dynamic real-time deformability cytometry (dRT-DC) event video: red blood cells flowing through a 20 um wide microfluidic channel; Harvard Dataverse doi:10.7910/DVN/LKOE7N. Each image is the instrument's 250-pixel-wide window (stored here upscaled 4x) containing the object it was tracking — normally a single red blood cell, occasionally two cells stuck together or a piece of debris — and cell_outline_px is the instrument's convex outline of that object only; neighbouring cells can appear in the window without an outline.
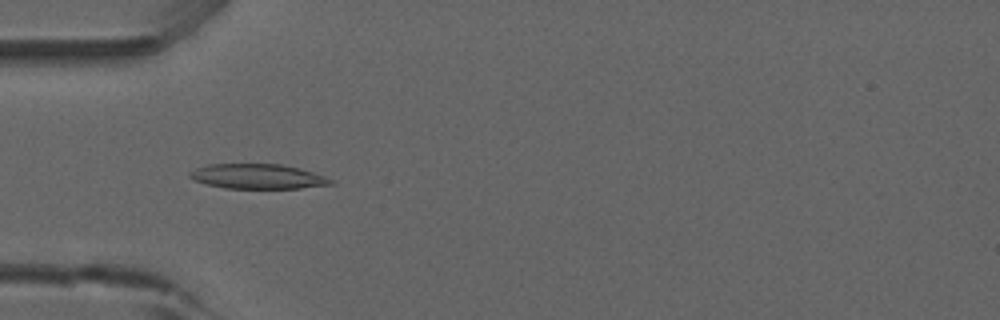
{"species": "common noctule bat (a hibernating species)", "species_latin": "Nyctalus noctula", "temperature_condition": "room temperature", "stored_images_in_passage": 40, "camera_frame_rate_fps": 3000, "um_per_image_px": 0.085, "animal": {"sex": "male", "forearm_length_mm": 52.5}, "frame": {"image": 1, "passage_image": 4, "time_ms": 1.0, "image_size_px": [1000, 320], "cell_outline_px": [[336, 184], [300, 188], [224, 188], [192, 180], [188, 176], [188, 172], [196, 168], [208, 164], [280, 164], [300, 168], [336, 180]], "centroid_in_image_um": [21.92, 15.0], "position_along_channel_um": 63.1, "area_um2": 20.52}}
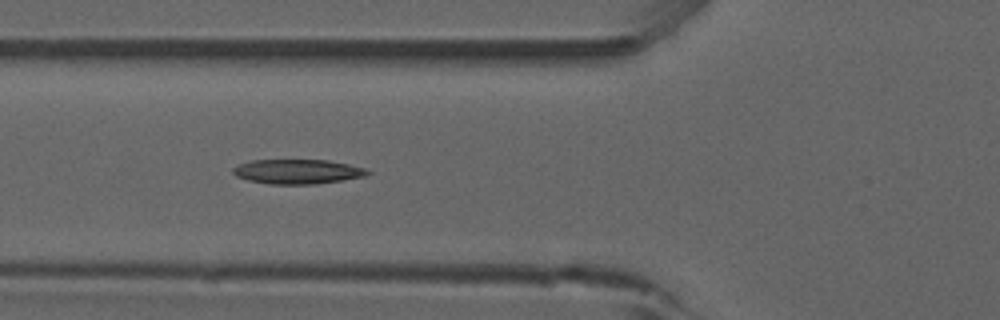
{"frame": {"image": 2, "passage_image": 7, "time_ms": 2.0, "image_size_px": [1000, 320], "cell_outline_px": [[372, 172], [368, 176], [316, 184], [268, 184], [248, 180], [236, 176], [232, 172], [232, 168], [240, 164], [252, 160], [328, 160], [368, 168]], "centroid_in_image_um": [25.34, 14.58], "position_along_channel_um": 100.5, "area_um2": 19.42}}
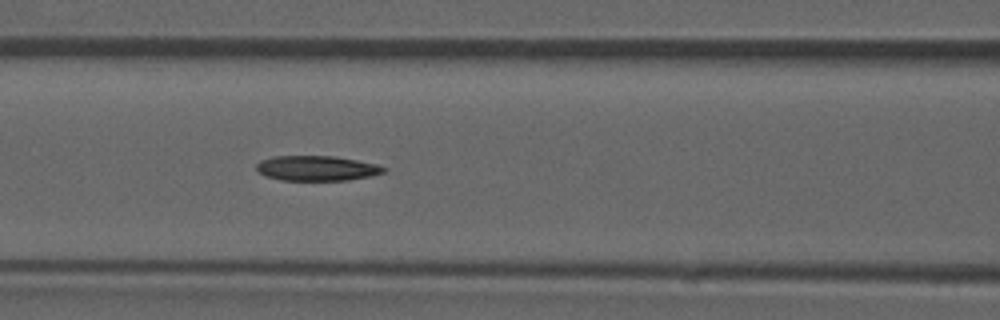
{"frame": {"image": 3, "passage_image": 10, "time_ms": 3.0, "image_size_px": [1000, 320], "cell_outline_px": [[388, 172], [372, 176], [348, 180], [280, 180], [264, 176], [256, 168], [256, 164], [260, 160], [272, 156], [332, 156], [356, 160], [376, 164], [388, 168]], "centroid_in_image_um": [26.95, 14.3], "position_along_channel_um": 139.7, "area_um2": 18.73}, "authors_computed_cell_mechanics": {"area_um2": 18.8139, "velocity_mm_per_s": 3.8802, "shape_relaxation_time_tau1_ms": 8.0633, "shape_relaxation_time_tau2_ms": null, "deformation_change_tau1": 0.167, "deformation_change_tau2": null}}